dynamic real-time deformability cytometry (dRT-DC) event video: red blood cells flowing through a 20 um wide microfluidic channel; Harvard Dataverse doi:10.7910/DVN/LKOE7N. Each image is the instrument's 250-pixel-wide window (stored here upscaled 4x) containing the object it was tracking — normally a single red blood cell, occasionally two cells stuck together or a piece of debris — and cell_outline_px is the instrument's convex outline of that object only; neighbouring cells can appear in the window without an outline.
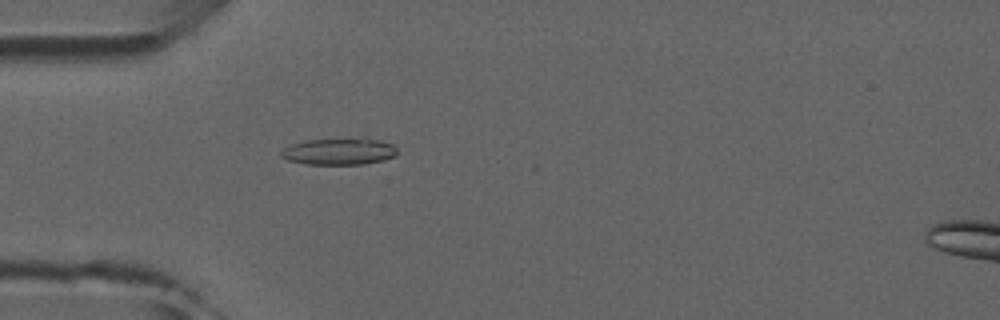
{"species": "common noctule bat (a hibernating species)", "species_latin": "Nyctalus noctula", "temperature_condition": "room temperature", "stored_images_in_passage": 4, "camera_frame_rate_fps": 3000, "um_per_image_px": 0.085, "animal": {"sex": "male", "forearm_length_mm": 52.5}, "frame": {"image": 1, "passage_image": 4, "time_ms": 4.333, "image_size_px": [1000, 320], "cell_outline_px": [[400, 152], [396, 156], [384, 160], [364, 164], [304, 164], [288, 160], [280, 156], [280, 152], [284, 148], [292, 144], [304, 140], [360, 136], [368, 136], [392, 144]], "centroid_in_image_um": [28.89, 12.83], "position_along_channel_um": 56.1, "area_um2": 18.9}}